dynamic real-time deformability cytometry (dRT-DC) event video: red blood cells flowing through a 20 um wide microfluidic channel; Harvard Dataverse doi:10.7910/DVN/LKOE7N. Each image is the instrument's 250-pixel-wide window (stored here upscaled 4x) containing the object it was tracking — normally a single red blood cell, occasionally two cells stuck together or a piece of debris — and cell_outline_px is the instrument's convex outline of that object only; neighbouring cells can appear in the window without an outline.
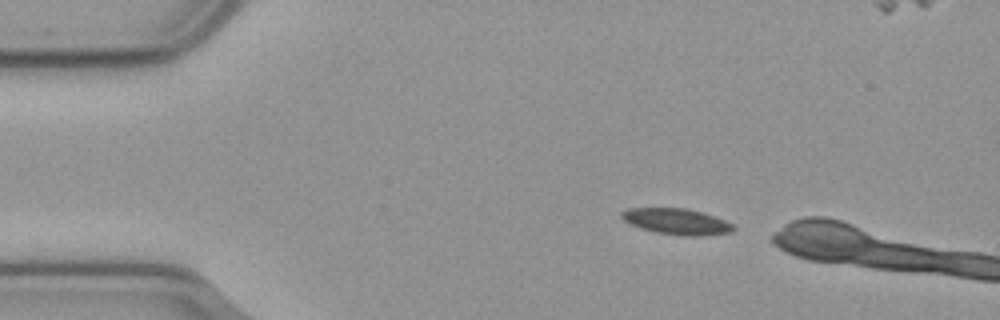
{"species": "common noctule bat (a hibernating species)", "species_latin": "Nyctalus noctula", "temperature_condition": "cold", "stored_images_in_passage": 42, "camera_frame_rate_fps": 3000, "um_per_image_px": 0.085, "animal": {"sex": "male", "body_mass_g": 23.1, "forearm_length_mm": 52.7}, "frame": {"image": 1, "passage_image": 1, "time_ms": 0.0, "image_size_px": [1000, 320], "cell_outline_px": [[736, 228], [732, 232], [696, 236], [684, 236], [656, 232], [640, 228], [624, 220], [620, 216], [620, 212], [628, 208], [688, 208], [724, 220], [732, 224]], "centroid_in_image_um": [57.49, 18.82], "position_along_channel_um": 27.5, "area_um2": 16.76}}
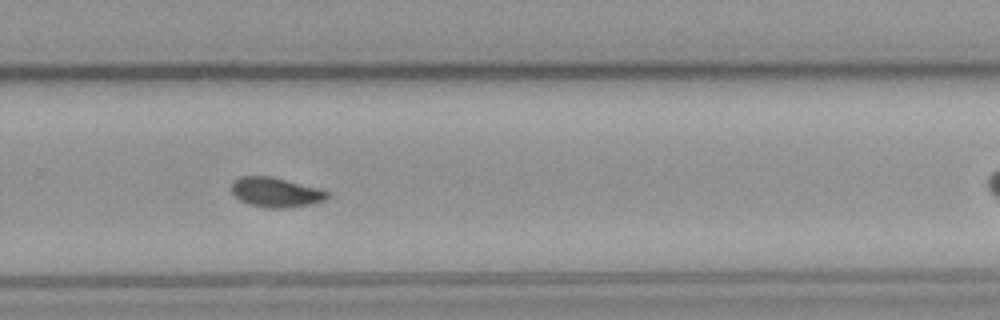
{"frame": {"image": 2, "passage_image": 29, "time_ms": 9.333, "image_size_px": [1000, 320], "cell_outline_px": [[328, 196], [324, 200], [312, 204], [288, 208], [268, 208], [248, 204], [240, 200], [232, 192], [232, 184], [240, 176], [272, 176], [320, 188], [328, 192]], "centroid_in_image_um": [23.46, 16.34], "position_along_channel_um": 306.3, "area_um2": 16.59}}
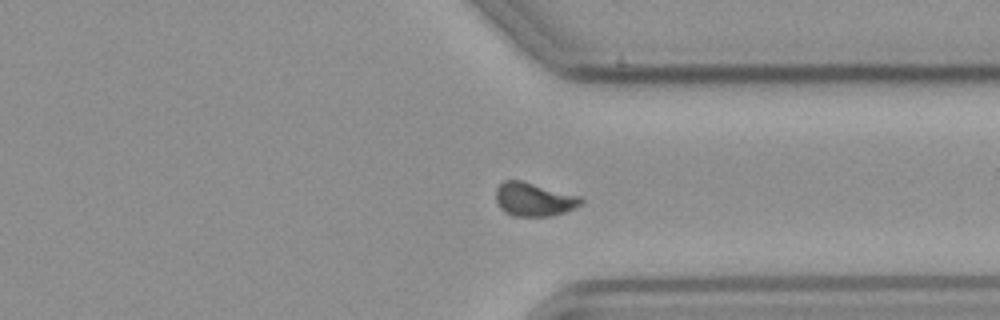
{"frame": {"image": 3, "passage_image": 34, "time_ms": 11.0, "image_size_px": [1000, 320], "cell_outline_px": [[584, 200], [580, 204], [564, 212], [548, 216], [512, 216], [504, 212], [500, 208], [496, 200], [496, 188], [504, 180], [520, 180], [580, 196]], "centroid_in_image_um": [45.34, 16.95], "position_along_channel_um": 366.1, "area_um2": 16.47}, "authors_computed_cell_mechanics": {"area_um2": 16.7909, "velocity_mm_per_s": 3.5992, "shape_relaxation_time_tau1_ms": 5.8726, "shape_relaxation_time_tau2_ms": 6.065, "deformation_change_tau1": 0.126, "deformation_change_tau2": 0.0746}}